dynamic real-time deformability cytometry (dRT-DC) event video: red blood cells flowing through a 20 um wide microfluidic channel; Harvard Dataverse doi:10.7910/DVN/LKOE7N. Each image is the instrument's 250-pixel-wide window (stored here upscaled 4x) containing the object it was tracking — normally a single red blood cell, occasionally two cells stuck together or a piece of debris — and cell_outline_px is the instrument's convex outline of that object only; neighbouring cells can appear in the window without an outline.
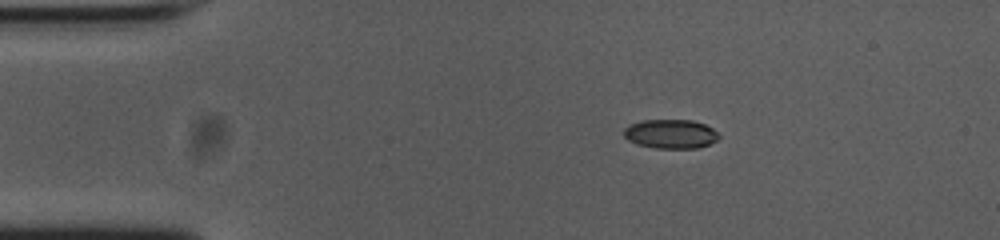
{"species": "common noctule bat (a hibernating species)", "species_latin": "Nyctalus noctula", "temperature_condition": "cold", "stored_images_in_passage": 46, "camera_frame_rate_fps": 3000, "um_per_image_px": 0.085, "animal": {"sex": "female", "body_mass_g": 23.0, "forearm_length_mm": 53.4}, "frame": {"image": 1, "passage_image": 1, "time_ms": 0.0, "image_size_px": [1000, 240], "cell_outline_px": [[720, 136], [716, 140], [708, 144], [696, 148], [656, 148], [636, 144], [628, 140], [624, 136], [624, 128], [628, 124], [644, 120], [692, 120], [704, 124], [712, 128]], "centroid_in_image_um": [56.97, 11.38], "position_along_channel_um": 28.0, "area_um2": 16.07}}
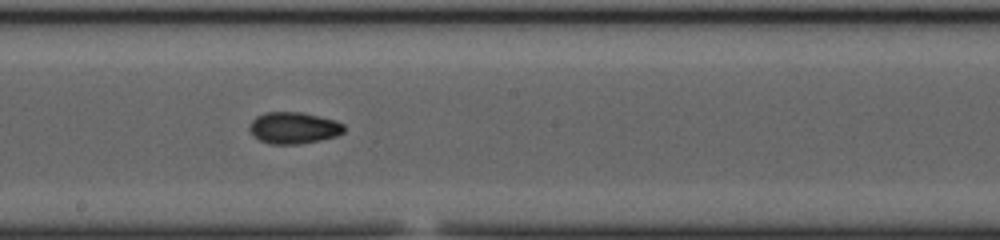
{"frame": {"image": 2, "passage_image": 21, "time_ms": 6.667, "image_size_px": [1000, 240], "cell_outline_px": [[344, 132], [336, 136], [320, 140], [300, 144], [272, 144], [260, 140], [248, 128], [248, 124], [256, 116], [264, 112], [304, 112], [336, 120], [344, 124]], "centroid_in_image_um": [24.97, 10.85], "position_along_channel_um": 223.2, "area_um2": 17.51}}
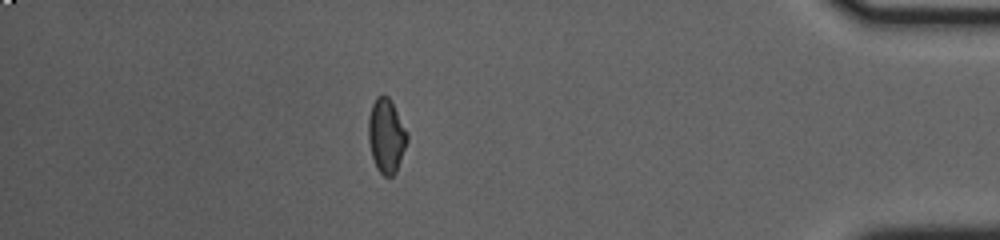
{"frame": {"image": 3, "passage_image": 39, "time_ms": 12.667, "image_size_px": [1000, 240], "cell_outline_px": [[408, 140], [396, 172], [392, 176], [384, 176], [376, 168], [372, 156], [368, 140], [368, 116], [372, 104], [376, 96], [388, 96], [408, 132]], "centroid_in_image_um": [32.83, 11.55], "position_along_channel_um": 402.4, "area_um2": 16.76}, "authors_computed_cell_mechanics": {"area_um2": 16.6753, "velocity_mm_per_s": 3.7601, "shape_relaxation_time_tau1_ms": 5.3847, "shape_relaxation_time_tau2_ms": 2.7625, "deformation_change_tau1": 0.1542, "deformation_change_tau2": 0.068}}